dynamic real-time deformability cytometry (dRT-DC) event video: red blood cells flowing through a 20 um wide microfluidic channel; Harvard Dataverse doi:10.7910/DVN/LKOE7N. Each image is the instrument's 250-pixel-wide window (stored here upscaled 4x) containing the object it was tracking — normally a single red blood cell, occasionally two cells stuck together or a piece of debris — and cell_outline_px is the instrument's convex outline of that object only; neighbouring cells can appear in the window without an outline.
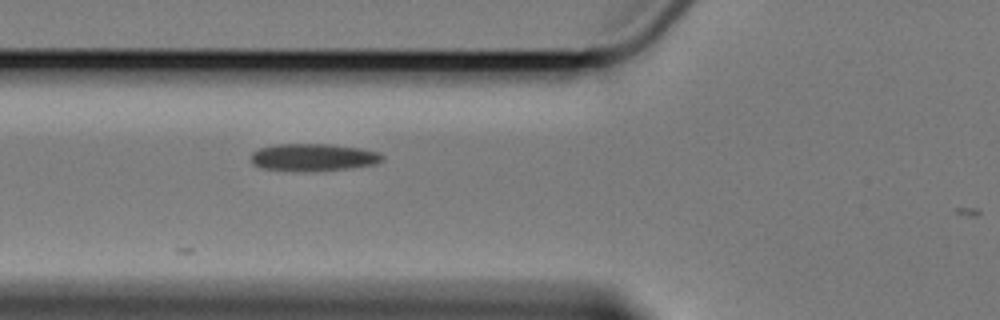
{"species": "Egyptian fruit bat (a non-hibernating species)", "species_latin": "Rousettus aegyptiacus", "temperature_condition": "cold", "stored_images_in_passage": 3, "camera_frame_rate_fps": 3000, "um_per_image_px": 0.085, "animal": {"sex": "female"}, "frame": {"image": 1, "passage_image": 3, "time_ms": 3.0, "image_size_px": [1000, 320], "cell_outline_px": [[384, 160], [376, 164], [348, 168], [304, 172], [296, 172], [260, 168], [252, 164], [252, 152], [260, 148], [276, 144], [328, 144], [360, 148], [380, 152], [384, 156]], "centroid_in_image_um": [26.63, 13.38], "position_along_channel_um": 99.2, "area_um2": 21.21}}